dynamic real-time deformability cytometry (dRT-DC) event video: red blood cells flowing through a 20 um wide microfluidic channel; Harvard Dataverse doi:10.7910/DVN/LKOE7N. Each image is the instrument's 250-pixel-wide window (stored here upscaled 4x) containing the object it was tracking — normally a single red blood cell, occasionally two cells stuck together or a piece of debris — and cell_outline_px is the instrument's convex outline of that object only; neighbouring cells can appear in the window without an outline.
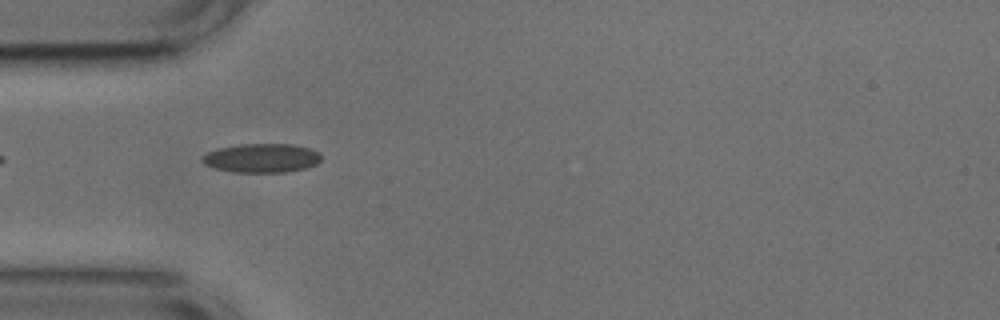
{"species": "common noctule bat (a hibernating species)", "species_latin": "Nyctalus noctula", "temperature_condition": "cold", "stored_images_in_passage": 34, "camera_frame_rate_fps": 3000, "um_per_image_px": 0.085, "animal": {"sex": "male", "body_mass_g": 17.9, "forearm_length_mm": 54.2}, "frame": {"image": 1, "passage_image": 1, "time_ms": 0.0, "image_size_px": [1000, 320], "cell_outline_px": [[320, 160], [316, 164], [304, 168], [284, 172], [232, 172], [216, 168], [204, 164], [200, 160], [200, 156], [216, 148], [240, 144], [292, 144], [308, 148], [316, 152], [320, 156]], "centroid_in_image_um": [22.16, 13.43], "position_along_channel_um": 62.8, "area_um2": 20.0}, "authors_computed_cell_mechanics": {"area_um2": 18.7272, "velocity_mm_per_s": 3.7592, "shape_relaxation_time_tau1_ms": null, "shape_relaxation_time_tau2_ms": 2.3456, "deformation_change_tau1": null, "deformation_change_tau2": 0.0843}}